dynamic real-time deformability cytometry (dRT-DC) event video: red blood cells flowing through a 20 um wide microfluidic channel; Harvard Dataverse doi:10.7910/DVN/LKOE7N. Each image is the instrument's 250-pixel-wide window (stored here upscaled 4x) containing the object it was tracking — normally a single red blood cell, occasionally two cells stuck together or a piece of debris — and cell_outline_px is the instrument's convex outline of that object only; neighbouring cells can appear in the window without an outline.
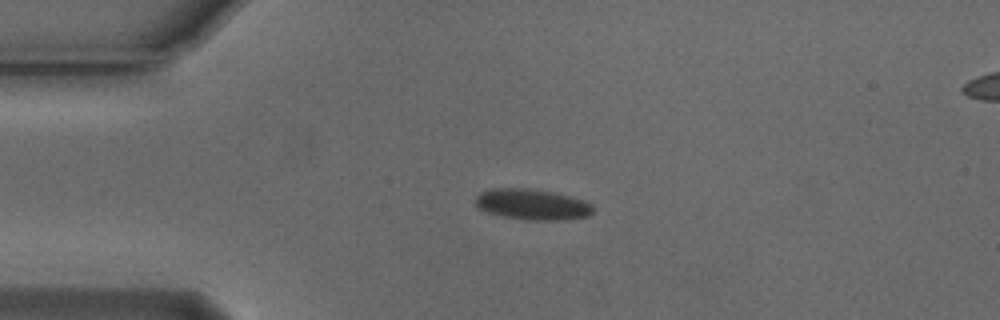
{"species": "Egyptian fruit bat (a non-hibernating species)", "species_latin": "Rousettus aegyptiacus", "temperature_condition": "cold", "stored_images_in_passage": 22, "camera_frame_rate_fps": 3000, "um_per_image_px": 0.085, "animal": {"sex": "male"}, "frame": {"image": 1, "passage_image": 1, "time_ms": 0.0, "image_size_px": [1000, 320], "cell_outline_px": [[592, 212], [588, 216], [560, 220], [524, 220], [504, 216], [488, 212], [480, 208], [476, 204], [476, 196], [480, 192], [492, 188], [528, 188], [568, 196], [584, 200], [592, 204]], "centroid_in_image_um": [45.22, 17.38], "position_along_channel_um": 39.8, "area_um2": 20.81}}
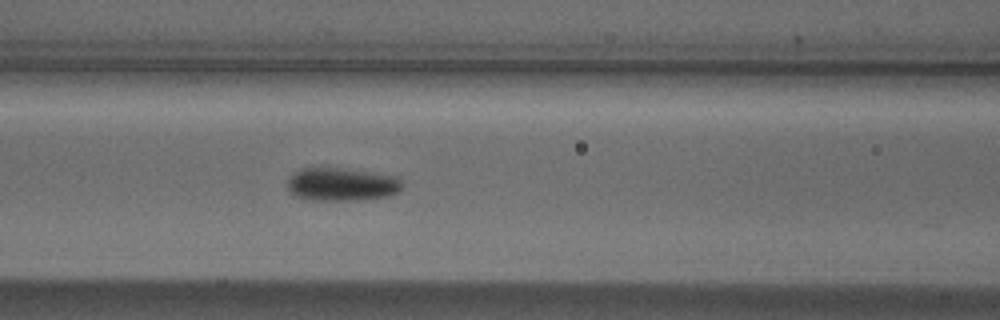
{"frame": {"image": 2, "passage_image": 11, "time_ms": 3.333, "image_size_px": [1000, 320], "cell_outline_px": [[404, 184], [396, 192], [388, 196], [348, 200], [308, 200], [296, 196], [288, 188], [288, 176], [292, 172], [300, 168], [348, 168], [400, 176]], "centroid_in_image_um": [29.05, 15.64], "position_along_channel_um": 137.6, "area_um2": 22.43}}
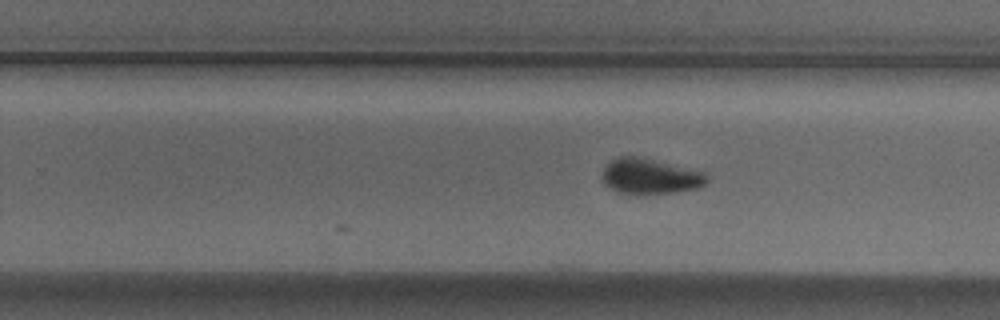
{"frame": {"image": 3, "passage_image": 22, "time_ms": 7.0, "image_size_px": [1000, 320], "cell_outline_px": [[708, 184], [696, 188], [672, 192], [636, 196], [616, 192], [604, 184], [600, 180], [604, 168], [612, 160], [620, 156], [636, 156], [704, 172], [708, 176]], "centroid_in_image_um": [55.21, 15.02], "position_along_channel_um": 274.6, "area_um2": 21.85}}